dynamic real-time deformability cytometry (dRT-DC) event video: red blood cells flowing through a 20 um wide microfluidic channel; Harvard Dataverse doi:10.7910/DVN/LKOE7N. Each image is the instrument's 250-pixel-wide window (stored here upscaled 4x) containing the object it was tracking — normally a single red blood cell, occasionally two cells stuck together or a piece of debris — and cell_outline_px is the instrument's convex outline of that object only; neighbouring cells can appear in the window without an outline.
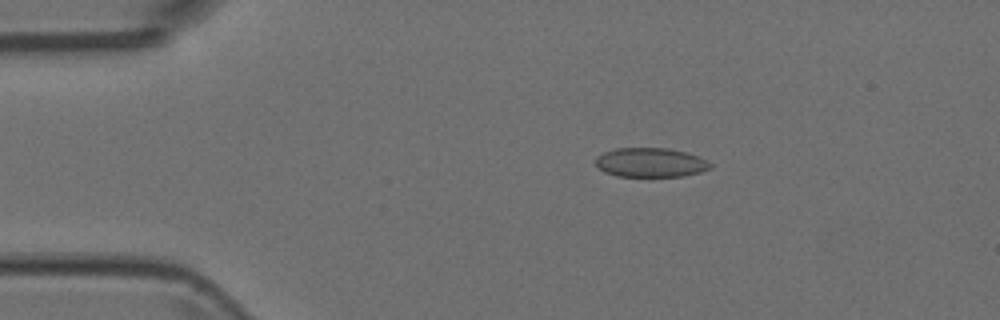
{"species": "Egyptian fruit bat (a non-hibernating species)", "species_latin": "Rousettus aegyptiacus", "temperature_condition": "room temperature", "stored_images_in_passage": 2, "camera_frame_rate_fps": 3000, "um_per_image_px": 0.085, "animal": {"sex": "female"}, "frame": {"image": 1, "passage_image": 1, "time_ms": 0.0, "image_size_px": [1000, 320], "cell_outline_px": [[712, 168], [700, 172], [684, 176], [616, 176], [604, 172], [596, 164], [596, 156], [604, 152], [616, 148], [668, 148], [688, 152], [700, 156], [712, 164]], "centroid_in_image_um": [55.33, 13.81], "position_along_channel_um": 29.7, "area_um2": 19.71}}